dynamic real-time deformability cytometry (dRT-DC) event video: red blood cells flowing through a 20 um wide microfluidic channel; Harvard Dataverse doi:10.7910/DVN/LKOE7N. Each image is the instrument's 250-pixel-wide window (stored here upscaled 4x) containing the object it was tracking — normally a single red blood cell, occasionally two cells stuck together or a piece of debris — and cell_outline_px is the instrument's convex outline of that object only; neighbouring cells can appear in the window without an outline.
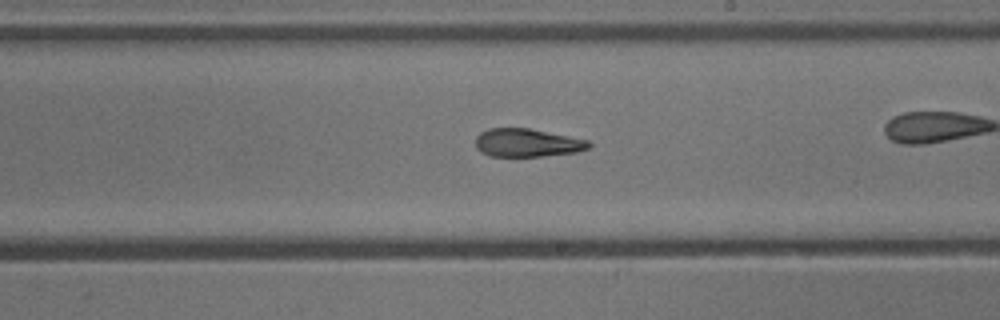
{"species": "common noctule bat (a hibernating species)", "species_latin": "Nyctalus noctula", "temperature_condition": "cold", "stored_images_in_passage": 29, "camera_frame_rate_fps": 3000, "um_per_image_px": 0.085, "animal": {"sex": "male", "body_mass_g": 13.3}, "frame": {"image": 1, "passage_image": 17, "time_ms": 5.333, "image_size_px": [1000, 320], "cell_outline_px": [[592, 144], [588, 148], [576, 152], [544, 156], [488, 156], [480, 152], [476, 148], [476, 136], [480, 132], [488, 128], [528, 128], [588, 140]], "centroid_in_image_um": [44.77, 12.14], "position_along_channel_um": 244.2, "area_um2": 18.61}}